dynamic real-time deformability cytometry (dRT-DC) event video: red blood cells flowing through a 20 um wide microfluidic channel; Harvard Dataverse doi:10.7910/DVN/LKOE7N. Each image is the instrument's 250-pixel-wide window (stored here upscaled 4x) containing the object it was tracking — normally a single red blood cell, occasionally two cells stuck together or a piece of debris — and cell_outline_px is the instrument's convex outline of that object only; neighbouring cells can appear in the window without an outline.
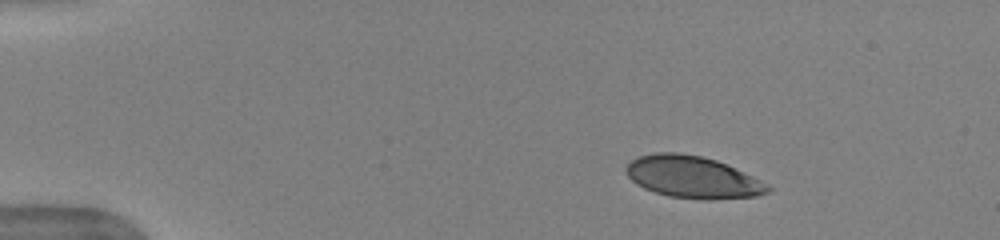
{"species": "human", "species_latin": "Homo sapiens", "temperature_condition": "warm", "stored_images_in_passage": 40, "camera_frame_rate_fps": 3000, "um_per_image_px": 0.085, "donor": {"sex": "female"}, "frame": {"image": 1, "passage_image": 1, "time_ms": 0.0, "image_size_px": [1000, 240], "cell_outline_px": [[772, 188], [768, 192], [756, 196], [712, 200], [704, 200], [668, 196], [644, 188], [636, 184], [628, 176], [624, 168], [632, 160], [640, 156], [656, 152], [676, 152], [700, 156], [716, 160], [752, 176], [768, 184]], "centroid_in_image_um": [58.87, 15.06], "position_along_channel_um": 26.1, "area_um2": 34.51}}
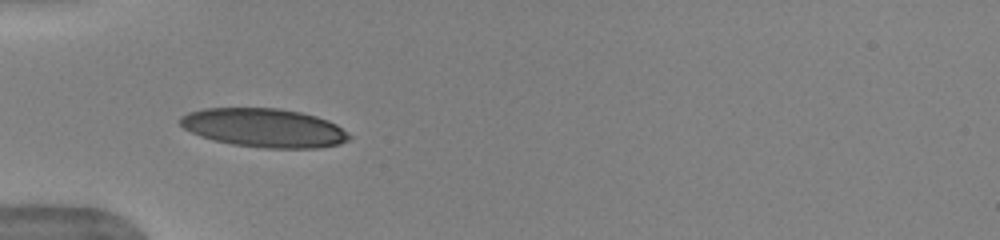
{"frame": {"image": 2, "passage_image": 10, "time_ms": 3.0, "image_size_px": [1000, 240], "cell_outline_px": [[352, 136], [348, 140], [340, 144], [316, 148], [264, 148], [232, 144], [200, 136], [184, 128], [180, 124], [180, 116], [188, 112], [204, 108], [280, 108], [300, 112], [316, 116], [328, 120], [336, 124]], "centroid_in_image_um": [22.45, 10.86], "position_along_channel_um": 62.5, "area_um2": 38.15}}
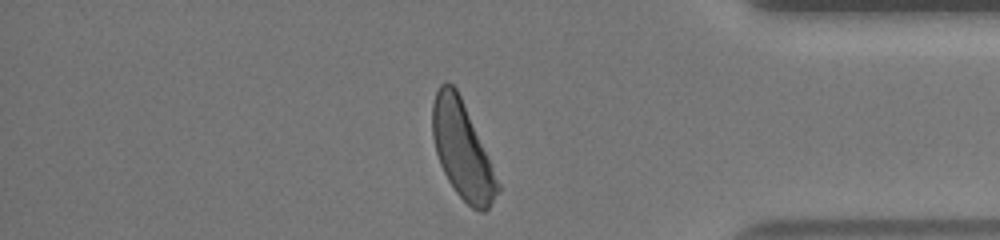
{"frame": {"image": 3, "passage_image": 37, "time_ms": 12.0, "image_size_px": [1000, 240], "cell_outline_px": [[500, 188], [488, 208], [484, 212], [480, 212], [472, 208], [456, 192], [448, 180], [440, 164], [436, 152], [432, 136], [432, 104], [436, 92], [440, 84], [448, 80], [456, 88], [460, 96], [500, 184]], "centroid_in_image_um": [39.26, 12.75], "position_along_channel_um": 395.9, "area_um2": 35.95}, "authors_computed_cell_mechanics": {"area_um2": 37.3388, "velocity_mm_per_s": 3.955, "shape_relaxation_time_tau1_ms": 3.2355, "shape_relaxation_time_tau2_ms": null, "deformation_change_tau1": 0.157, "deformation_change_tau2": null}}